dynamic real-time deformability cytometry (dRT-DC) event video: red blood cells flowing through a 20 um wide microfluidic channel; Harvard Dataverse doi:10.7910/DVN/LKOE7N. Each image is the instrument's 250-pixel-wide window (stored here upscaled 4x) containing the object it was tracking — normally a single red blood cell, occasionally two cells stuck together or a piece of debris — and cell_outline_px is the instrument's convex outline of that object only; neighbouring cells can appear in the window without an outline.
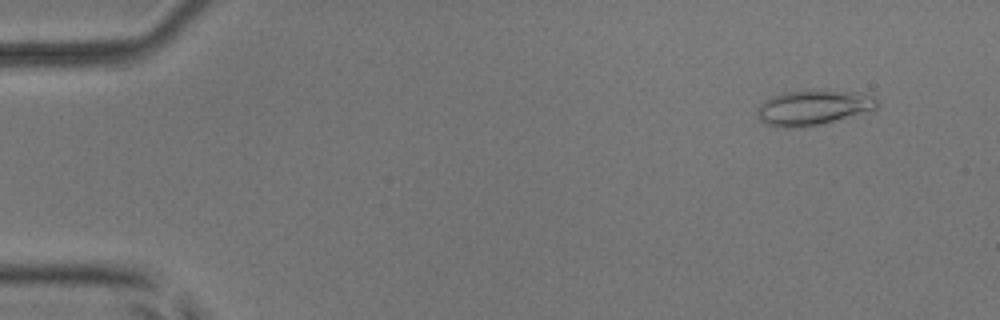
{"species": "common noctule bat (a hibernating species)", "species_latin": "Nyctalus noctula", "temperature_condition": "room temperature", "stored_images_in_passage": 54, "camera_frame_rate_fps": 3000, "um_per_image_px": 0.085, "animal": {"sex": "male", "body_mass_g": 17.9, "forearm_length_mm": 54.2}, "frame": {"image": 1, "passage_image": 5, "time_ms": 1.333, "image_size_px": [1000, 320], "cell_outline_px": [[876, 108], [820, 124], [800, 128], [784, 128], [768, 124], [760, 120], [756, 116], [756, 108], [768, 96], [784, 92], [804, 88], [824, 88], [864, 92], [872, 96], [876, 100]], "centroid_in_image_um": [69.05, 9.08], "position_along_channel_um": 16.0, "area_um2": 25.26}}
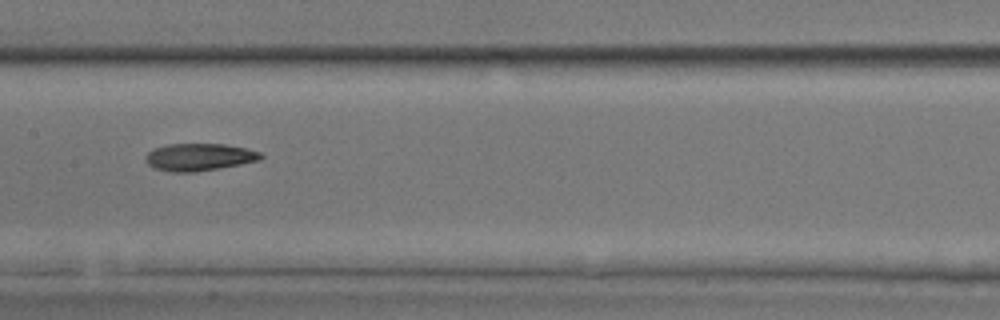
{"frame": {"image": 2, "passage_image": 28, "time_ms": 9.0, "image_size_px": [1000, 320], "cell_outline_px": [[264, 156], [260, 160], [240, 164], [196, 172], [172, 172], [152, 168], [144, 160], [144, 156], [152, 148], [168, 144], [224, 144], [244, 148], [260, 152]], "centroid_in_image_um": [16.87, 13.35], "position_along_channel_um": 190.5, "area_um2": 18.44}}
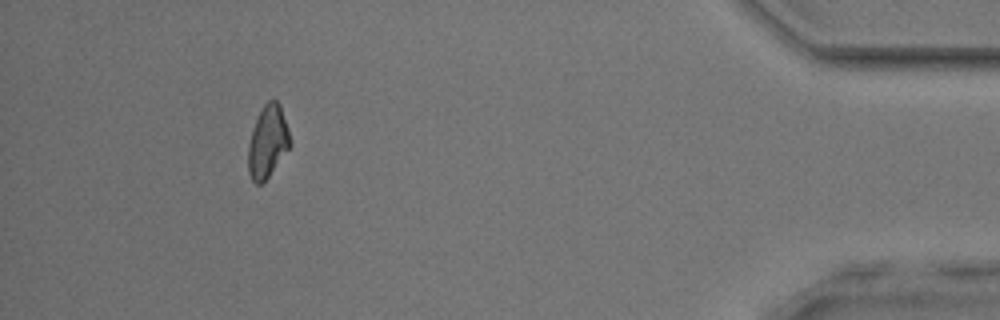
{"frame": {"image": 3, "passage_image": 50, "time_ms": 16.333, "image_size_px": [1000, 320], "cell_outline_px": [[292, 144], [268, 176], [260, 184], [256, 184], [252, 180], [248, 172], [248, 144], [256, 120], [264, 104], [268, 100], [276, 100], [280, 104], [288, 128]], "centroid_in_image_um": [22.76, 12.04], "position_along_channel_um": 412.4, "area_um2": 17.4}, "authors_computed_cell_mechanics": {"area_um2": 18.3804, "velocity_mm_per_s": 3.8294, "shape_relaxation_time_tau1_ms": 8.4408, "shape_relaxation_time_tau2_ms": 4.5023, "deformation_change_tau1": 0.1718, "deformation_change_tau2": 0.1444}}